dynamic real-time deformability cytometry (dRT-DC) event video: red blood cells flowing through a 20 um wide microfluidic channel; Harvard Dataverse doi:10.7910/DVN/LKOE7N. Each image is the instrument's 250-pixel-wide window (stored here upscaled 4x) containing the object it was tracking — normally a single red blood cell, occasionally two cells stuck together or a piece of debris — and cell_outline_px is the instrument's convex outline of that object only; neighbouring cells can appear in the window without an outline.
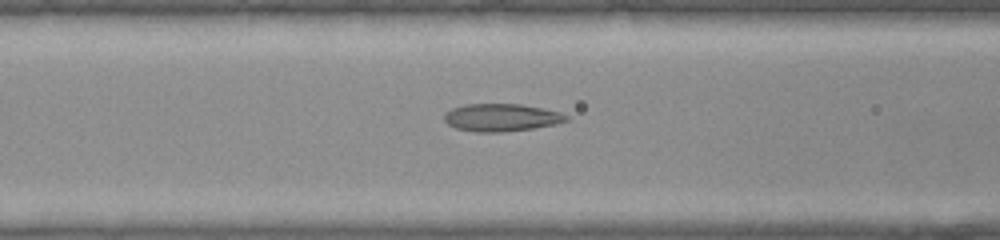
{"species": "common noctule bat (a hibernating species)", "species_latin": "Nyctalus noctula", "temperature_condition": "warm", "stored_images_in_passage": 30, "camera_frame_rate_fps": 3000, "um_per_image_px": 0.085, "animal": {"sex": "female", "body_mass_g": 22.0, "forearm_length_mm": 56.7}, "frame": {"image": 1, "passage_image": 7, "time_ms": 2.0, "image_size_px": [1000, 240], "cell_outline_px": [[568, 120], [556, 124], [532, 128], [500, 132], [476, 132], [456, 128], [448, 124], [444, 120], [444, 112], [452, 108], [464, 104], [520, 104], [560, 112], [568, 116]], "centroid_in_image_um": [42.58, 9.98], "position_along_channel_um": 124.0, "area_um2": 19.54}}
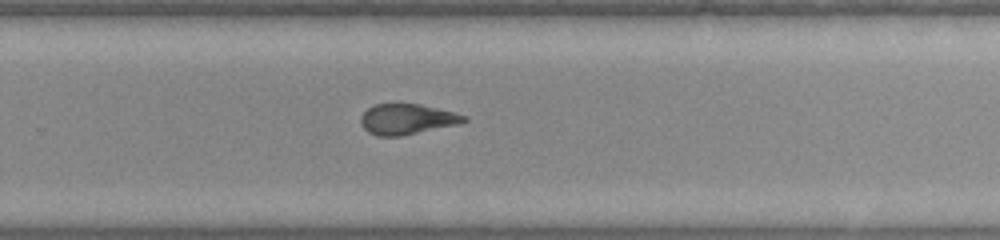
{"frame": {"image": 2, "passage_image": 17, "time_ms": 5.333, "image_size_px": [1000, 240], "cell_outline_px": [[468, 120], [460, 124], [400, 136], [376, 136], [368, 132], [360, 124], [360, 116], [368, 108], [376, 104], [420, 104], [468, 116]], "centroid_in_image_um": [34.58, 10.14], "position_along_channel_um": 295.2, "area_um2": 18.32}}
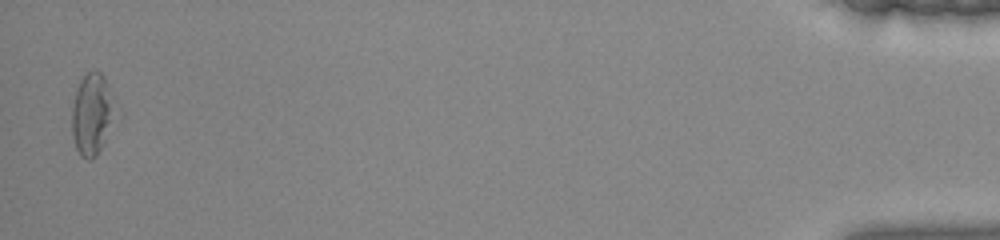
{"frame": {"image": 3, "passage_image": 30, "time_ms": 9.667, "image_size_px": [1000, 240], "cell_outline_px": [[108, 120], [104, 140], [96, 156], [88, 160], [80, 156], [76, 148], [72, 136], [72, 108], [76, 88], [80, 80], [88, 72], [100, 72], [104, 76], [108, 84]], "centroid_in_image_um": [7.67, 9.72], "position_along_channel_um": 427.5, "area_um2": 18.73}}